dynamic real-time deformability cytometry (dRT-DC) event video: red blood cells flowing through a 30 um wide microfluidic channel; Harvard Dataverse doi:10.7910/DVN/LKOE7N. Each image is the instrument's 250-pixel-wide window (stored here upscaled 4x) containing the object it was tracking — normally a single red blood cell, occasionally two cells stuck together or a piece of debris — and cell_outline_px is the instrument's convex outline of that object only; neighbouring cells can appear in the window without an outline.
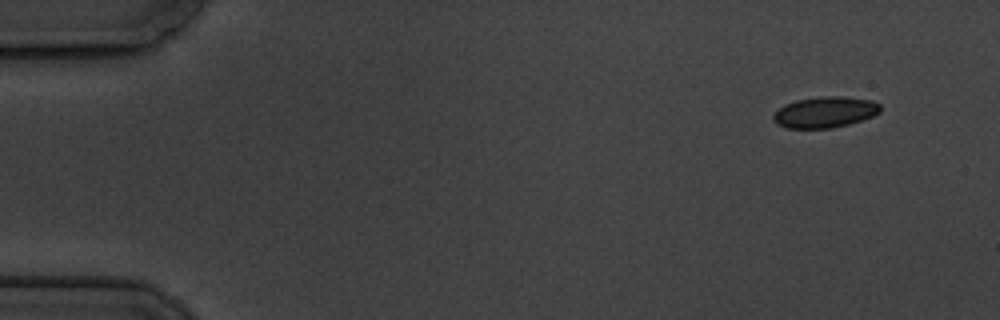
{"species": "common noctule bat (a hibernating species)", "species_latin": "Nyctalus noctula", "temperature_condition": "cold", "stored_images_in_passage": 10, "camera_frame_rate_fps": 3000, "um_per_image_px": 0.085, "animal": {"sex": "male", "body_mass_g": 19.5, "forearm_length_mm": 54.6}, "frame": {"image": 1, "passage_image": 1, "time_ms": 0.0, "image_size_px": [1000, 320], "cell_outline_px": [[880, 112], [872, 116], [848, 124], [832, 128], [784, 128], [776, 124], [772, 120], [772, 116], [784, 104], [796, 100], [820, 96], [840, 96], [872, 100], [880, 104]], "centroid_in_image_um": [70.09, 9.53], "position_along_channel_um": 14.9, "area_um2": 19.36}}
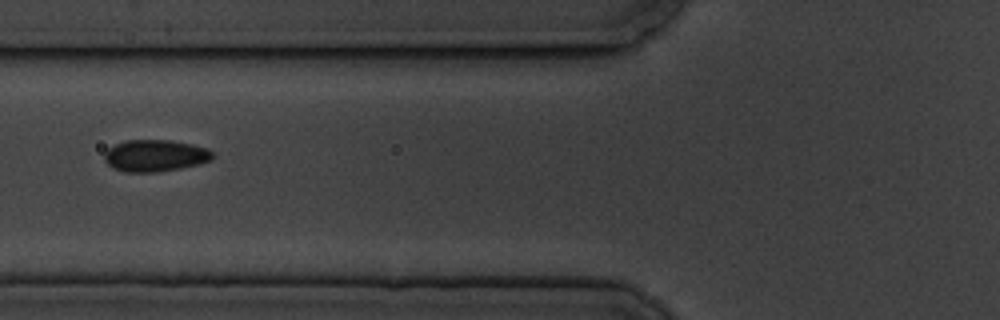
{"frame": {"image": 2, "passage_image": 6, "time_ms": 6.0, "image_size_px": [1000, 320], "cell_outline_px": [[212, 160], [200, 164], [160, 172], [124, 172], [112, 168], [104, 160], [104, 152], [108, 148], [124, 140], [172, 140], [192, 144], [208, 148], [212, 152]], "centroid_in_image_um": [13.17, 13.23], "position_along_channel_um": 112.6, "area_um2": 20.29}}
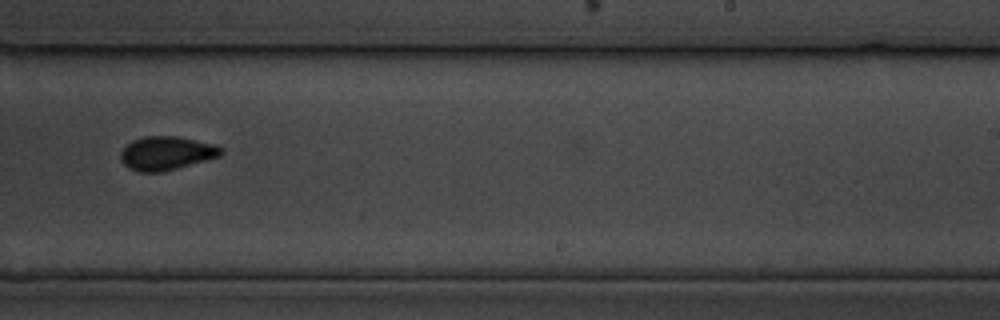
{"frame": {"image": 3, "passage_image": 10, "time_ms": 10.667, "image_size_px": [1000, 320], "cell_outline_px": [[224, 152], [220, 156], [176, 168], [160, 172], [140, 172], [128, 168], [120, 160], [120, 152], [132, 140], [144, 136], [176, 136], [216, 144], [224, 148]], "centroid_in_image_um": [14.15, 13.01], "position_along_channel_um": 274.9, "area_um2": 19.71}}